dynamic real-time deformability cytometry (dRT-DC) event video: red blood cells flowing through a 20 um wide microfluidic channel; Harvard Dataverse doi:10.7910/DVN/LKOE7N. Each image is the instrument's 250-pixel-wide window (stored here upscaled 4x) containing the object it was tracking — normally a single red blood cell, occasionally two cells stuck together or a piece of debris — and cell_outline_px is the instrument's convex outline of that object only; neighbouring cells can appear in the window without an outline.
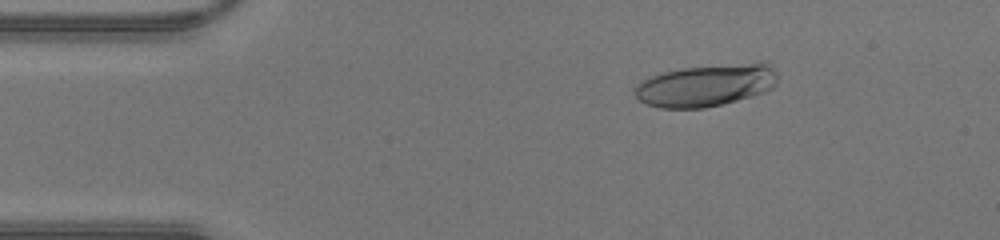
{"species": "human", "species_latin": "Homo sapiens", "temperature_condition": "warm", "stored_images_in_passage": 45, "camera_frame_rate_fps": 3000, "um_per_image_px": 0.085, "donor": {"sex": "male"}, "frame": {"image": 1, "passage_image": 7, "time_ms": 2.0, "image_size_px": [1000, 240], "cell_outline_px": [[776, 84], [772, 88], [764, 92], [752, 96], [704, 108], [660, 108], [644, 104], [632, 92], [632, 88], [636, 84], [648, 76], [680, 68], [768, 60], [776, 72]], "centroid_in_image_um": [60.0, 7.22], "position_along_channel_um": 25.0, "area_um2": 35.72}}
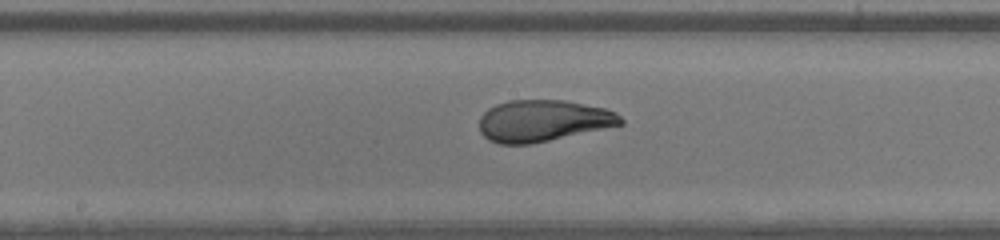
{"frame": {"image": 2, "passage_image": 23, "time_ms": 7.333, "image_size_px": [1000, 240], "cell_outline_px": [[624, 124], [532, 144], [500, 144], [488, 140], [480, 132], [480, 116], [488, 108], [496, 104], [508, 100], [564, 100], [604, 108], [616, 112], [624, 120]], "centroid_in_image_um": [46.14, 10.26], "position_along_channel_um": 202.1, "area_um2": 34.33}}
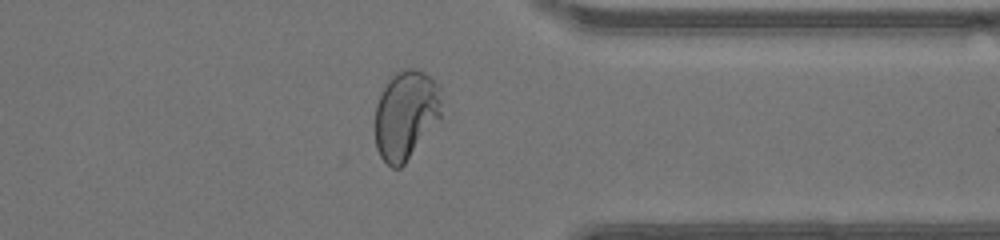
{"frame": {"image": 3, "passage_image": 35, "time_ms": 11.333, "image_size_px": [1000, 240], "cell_outline_px": [[440, 116], [404, 164], [400, 168], [392, 168], [380, 156], [376, 148], [376, 104], [388, 80], [396, 72], [404, 68], [416, 68], [424, 72], [440, 84]], "centroid_in_image_um": [34.48, 9.72], "position_along_channel_um": 376.9, "area_um2": 33.99}}